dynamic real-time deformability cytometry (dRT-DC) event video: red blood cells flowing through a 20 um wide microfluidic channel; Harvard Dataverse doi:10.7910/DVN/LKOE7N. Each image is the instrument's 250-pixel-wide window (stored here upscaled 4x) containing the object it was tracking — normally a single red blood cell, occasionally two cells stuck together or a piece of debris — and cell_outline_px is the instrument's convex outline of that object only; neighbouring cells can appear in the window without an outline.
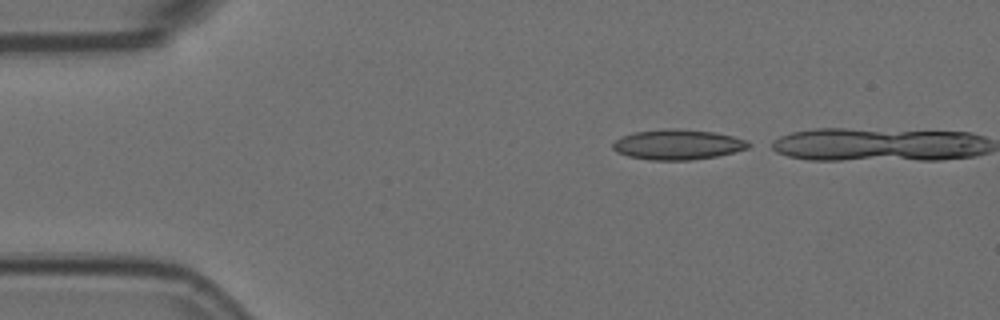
{"species": "Egyptian fruit bat (a non-hibernating species)", "species_latin": "Rousettus aegyptiacus", "temperature_condition": "room temperature", "stored_images_in_passage": 7, "camera_frame_rate_fps": 3000, "um_per_image_px": 0.085, "animal": {"sex": "female"}, "frame": {"image": 1, "passage_image": 1, "time_ms": 0.0, "image_size_px": [1000, 320], "cell_outline_px": [[756, 144], [748, 148], [716, 156], [688, 160], [648, 160], [628, 156], [616, 152], [612, 148], [612, 144], [620, 136], [632, 132], [668, 128], [676, 128], [716, 132], [748, 140]], "centroid_in_image_um": [57.61, 12.27], "position_along_channel_um": 27.4, "area_um2": 24.16}}